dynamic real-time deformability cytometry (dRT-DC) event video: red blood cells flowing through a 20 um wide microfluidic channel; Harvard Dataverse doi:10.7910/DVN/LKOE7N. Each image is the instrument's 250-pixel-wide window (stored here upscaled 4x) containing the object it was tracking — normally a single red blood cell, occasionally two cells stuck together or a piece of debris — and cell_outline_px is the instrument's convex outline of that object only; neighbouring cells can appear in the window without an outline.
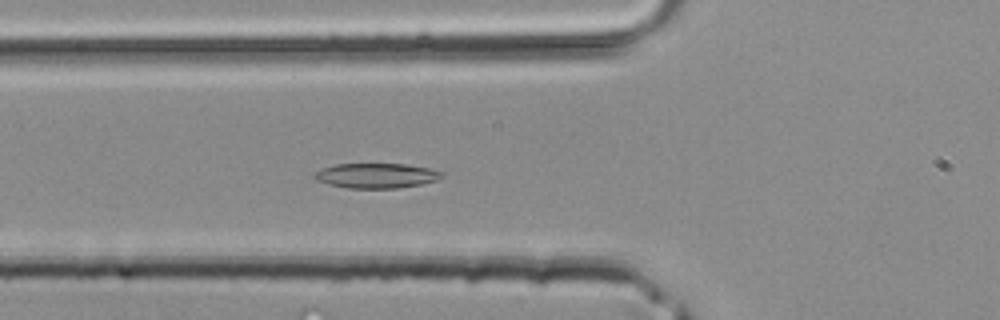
{"species": "common noctule bat (a hibernating species)", "species_latin": "Nyctalus noctula", "temperature_condition": "room temperature", "stored_images_in_passage": 41, "camera_frame_rate_fps": 3000, "um_per_image_px": 0.085, "animal": {"sex": "male", "body_mass_g": 20.4}, "frame": {"image": 1, "passage_image": 15, "time_ms": 4.667, "image_size_px": [1000, 320], "cell_outline_px": [[444, 176], [436, 180], [420, 184], [396, 188], [348, 188], [328, 184], [316, 180], [312, 176], [320, 168], [336, 164], [408, 164], [428, 168], [444, 172]], "centroid_in_image_um": [31.97, 14.92], "position_along_channel_um": 93.8, "area_um2": 18.5}}
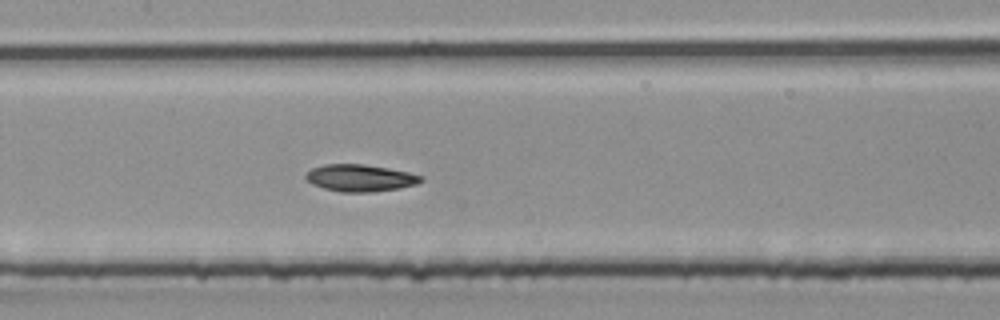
{"frame": {"image": 2, "passage_image": 20, "time_ms": 6.333, "image_size_px": [1000, 320], "cell_outline_px": [[424, 180], [416, 184], [400, 188], [372, 192], [340, 192], [324, 188], [312, 184], [304, 176], [312, 168], [324, 164], [364, 164], [388, 168], [408, 172], [424, 176]], "centroid_in_image_um": [30.63, 15.13], "position_along_channel_um": 176.8, "area_um2": 18.15}}
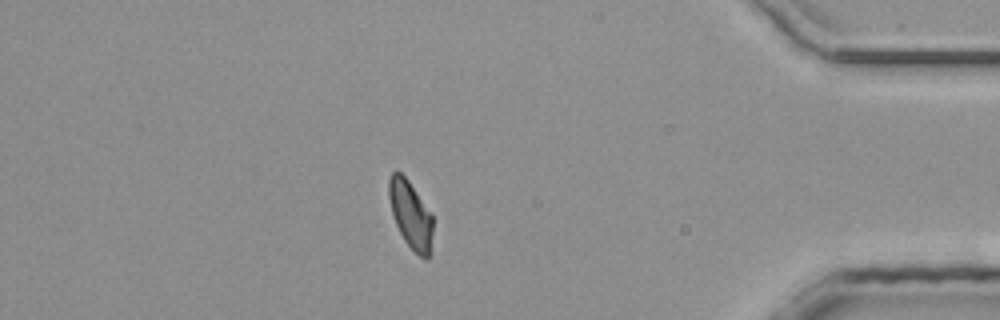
{"frame": {"image": 3, "passage_image": 36, "time_ms": 11.667, "image_size_px": [1000, 320], "cell_outline_px": [[432, 232], [428, 260], [424, 260], [404, 240], [396, 224], [392, 212], [388, 196], [388, 180], [392, 172], [396, 168], [408, 180], [432, 216]], "centroid_in_image_um": [34.87, 18.21], "position_along_channel_um": 400.3, "area_um2": 16.94}}